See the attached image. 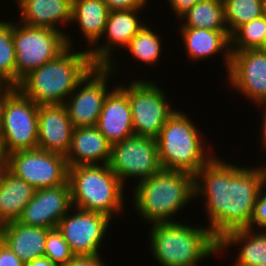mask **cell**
Masks as SVG:
<instances>
[{"mask_svg": "<svg viewBox=\"0 0 266 266\" xmlns=\"http://www.w3.org/2000/svg\"><path fill=\"white\" fill-rule=\"evenodd\" d=\"M147 24L131 39L126 49L139 62L156 65L162 53V40Z\"/></svg>", "mask_w": 266, "mask_h": 266, "instance_id": "27", "label": "cell"}, {"mask_svg": "<svg viewBox=\"0 0 266 266\" xmlns=\"http://www.w3.org/2000/svg\"><path fill=\"white\" fill-rule=\"evenodd\" d=\"M9 84L0 76V91L5 89Z\"/></svg>", "mask_w": 266, "mask_h": 266, "instance_id": "41", "label": "cell"}, {"mask_svg": "<svg viewBox=\"0 0 266 266\" xmlns=\"http://www.w3.org/2000/svg\"><path fill=\"white\" fill-rule=\"evenodd\" d=\"M116 62L110 66H93L66 99L64 105L74 128L97 125L104 101L113 89L107 85L112 73L118 70Z\"/></svg>", "mask_w": 266, "mask_h": 266, "instance_id": "10", "label": "cell"}, {"mask_svg": "<svg viewBox=\"0 0 266 266\" xmlns=\"http://www.w3.org/2000/svg\"><path fill=\"white\" fill-rule=\"evenodd\" d=\"M6 168L36 190L62 185L68 181L69 167L65 156L40 148L6 155Z\"/></svg>", "mask_w": 266, "mask_h": 266, "instance_id": "12", "label": "cell"}, {"mask_svg": "<svg viewBox=\"0 0 266 266\" xmlns=\"http://www.w3.org/2000/svg\"><path fill=\"white\" fill-rule=\"evenodd\" d=\"M35 190L6 167L2 170L0 173V226L20 218Z\"/></svg>", "mask_w": 266, "mask_h": 266, "instance_id": "23", "label": "cell"}, {"mask_svg": "<svg viewBox=\"0 0 266 266\" xmlns=\"http://www.w3.org/2000/svg\"><path fill=\"white\" fill-rule=\"evenodd\" d=\"M179 20H182L180 27L228 30L223 0H200L186 11Z\"/></svg>", "mask_w": 266, "mask_h": 266, "instance_id": "26", "label": "cell"}, {"mask_svg": "<svg viewBox=\"0 0 266 266\" xmlns=\"http://www.w3.org/2000/svg\"><path fill=\"white\" fill-rule=\"evenodd\" d=\"M266 40V16L239 26L230 35L231 51L261 49Z\"/></svg>", "mask_w": 266, "mask_h": 266, "instance_id": "28", "label": "cell"}, {"mask_svg": "<svg viewBox=\"0 0 266 266\" xmlns=\"http://www.w3.org/2000/svg\"><path fill=\"white\" fill-rule=\"evenodd\" d=\"M108 165L124 186L133 177L136 183L149 179L162 169L157 139L132 136L113 144Z\"/></svg>", "mask_w": 266, "mask_h": 266, "instance_id": "11", "label": "cell"}, {"mask_svg": "<svg viewBox=\"0 0 266 266\" xmlns=\"http://www.w3.org/2000/svg\"><path fill=\"white\" fill-rule=\"evenodd\" d=\"M48 230L12 221L0 226V240L26 264L44 256Z\"/></svg>", "mask_w": 266, "mask_h": 266, "instance_id": "22", "label": "cell"}, {"mask_svg": "<svg viewBox=\"0 0 266 266\" xmlns=\"http://www.w3.org/2000/svg\"><path fill=\"white\" fill-rule=\"evenodd\" d=\"M133 190V208L144 222H177L173 216L195 200L194 175L162 168L149 179L134 184Z\"/></svg>", "mask_w": 266, "mask_h": 266, "instance_id": "2", "label": "cell"}, {"mask_svg": "<svg viewBox=\"0 0 266 266\" xmlns=\"http://www.w3.org/2000/svg\"><path fill=\"white\" fill-rule=\"evenodd\" d=\"M111 146L96 126L74 128L70 148L65 155L68 167L108 164Z\"/></svg>", "mask_w": 266, "mask_h": 266, "instance_id": "19", "label": "cell"}, {"mask_svg": "<svg viewBox=\"0 0 266 266\" xmlns=\"http://www.w3.org/2000/svg\"><path fill=\"white\" fill-rule=\"evenodd\" d=\"M38 107L17 87L6 97L0 142L5 155L38 146Z\"/></svg>", "mask_w": 266, "mask_h": 266, "instance_id": "8", "label": "cell"}, {"mask_svg": "<svg viewBox=\"0 0 266 266\" xmlns=\"http://www.w3.org/2000/svg\"><path fill=\"white\" fill-rule=\"evenodd\" d=\"M246 168L213 156L195 175V199L203 196L212 235L219 241L228 232L249 228L266 167ZM201 195V196H200Z\"/></svg>", "mask_w": 266, "mask_h": 266, "instance_id": "1", "label": "cell"}, {"mask_svg": "<svg viewBox=\"0 0 266 266\" xmlns=\"http://www.w3.org/2000/svg\"><path fill=\"white\" fill-rule=\"evenodd\" d=\"M140 11L142 9L109 12L102 34V38L103 36L105 37V42L100 45H94L95 47L87 48L94 66H110L114 62L112 54L115 49L118 47L126 49L128 47L131 39L146 25L145 21L142 22V19L140 20L137 15Z\"/></svg>", "mask_w": 266, "mask_h": 266, "instance_id": "15", "label": "cell"}, {"mask_svg": "<svg viewBox=\"0 0 266 266\" xmlns=\"http://www.w3.org/2000/svg\"><path fill=\"white\" fill-rule=\"evenodd\" d=\"M225 22L231 35L239 26L263 16L262 0H223Z\"/></svg>", "mask_w": 266, "mask_h": 266, "instance_id": "29", "label": "cell"}, {"mask_svg": "<svg viewBox=\"0 0 266 266\" xmlns=\"http://www.w3.org/2000/svg\"><path fill=\"white\" fill-rule=\"evenodd\" d=\"M230 88L253 104L266 103V53L260 49L231 51L227 72Z\"/></svg>", "mask_w": 266, "mask_h": 266, "instance_id": "14", "label": "cell"}, {"mask_svg": "<svg viewBox=\"0 0 266 266\" xmlns=\"http://www.w3.org/2000/svg\"><path fill=\"white\" fill-rule=\"evenodd\" d=\"M260 50L266 53V40Z\"/></svg>", "mask_w": 266, "mask_h": 266, "instance_id": "43", "label": "cell"}, {"mask_svg": "<svg viewBox=\"0 0 266 266\" xmlns=\"http://www.w3.org/2000/svg\"><path fill=\"white\" fill-rule=\"evenodd\" d=\"M26 266H60V265L57 263H54L48 257L43 256V257L35 258L34 260L27 262Z\"/></svg>", "mask_w": 266, "mask_h": 266, "instance_id": "37", "label": "cell"}, {"mask_svg": "<svg viewBox=\"0 0 266 266\" xmlns=\"http://www.w3.org/2000/svg\"><path fill=\"white\" fill-rule=\"evenodd\" d=\"M187 57L192 60H205L223 53L226 73L231 63L230 34L228 30H209L203 28L179 27Z\"/></svg>", "mask_w": 266, "mask_h": 266, "instance_id": "20", "label": "cell"}, {"mask_svg": "<svg viewBox=\"0 0 266 266\" xmlns=\"http://www.w3.org/2000/svg\"><path fill=\"white\" fill-rule=\"evenodd\" d=\"M68 182L73 207L111 219L125 210L124 185L108 164L69 167Z\"/></svg>", "mask_w": 266, "mask_h": 266, "instance_id": "6", "label": "cell"}, {"mask_svg": "<svg viewBox=\"0 0 266 266\" xmlns=\"http://www.w3.org/2000/svg\"><path fill=\"white\" fill-rule=\"evenodd\" d=\"M260 106H261L262 108L265 107V108L263 109V110H264V112H263L264 115H262V116H263V121H260V122H263L262 125H261V127H262V128H261V129H262V130H261V131H262V132H261V133H262V134H261V135H262V136H261V139H263V140H262L263 146L266 147V103H263V104L258 105V107H260ZM263 106H264V107H263Z\"/></svg>", "mask_w": 266, "mask_h": 266, "instance_id": "39", "label": "cell"}, {"mask_svg": "<svg viewBox=\"0 0 266 266\" xmlns=\"http://www.w3.org/2000/svg\"><path fill=\"white\" fill-rule=\"evenodd\" d=\"M6 167V155L0 142V173Z\"/></svg>", "mask_w": 266, "mask_h": 266, "instance_id": "40", "label": "cell"}, {"mask_svg": "<svg viewBox=\"0 0 266 266\" xmlns=\"http://www.w3.org/2000/svg\"><path fill=\"white\" fill-rule=\"evenodd\" d=\"M44 256L60 266L67 264L74 257L69 244L57 228L47 232Z\"/></svg>", "mask_w": 266, "mask_h": 266, "instance_id": "31", "label": "cell"}, {"mask_svg": "<svg viewBox=\"0 0 266 266\" xmlns=\"http://www.w3.org/2000/svg\"><path fill=\"white\" fill-rule=\"evenodd\" d=\"M200 0H168L170 8L174 11L176 17L179 18L188 11L191 7H193Z\"/></svg>", "mask_w": 266, "mask_h": 266, "instance_id": "36", "label": "cell"}, {"mask_svg": "<svg viewBox=\"0 0 266 266\" xmlns=\"http://www.w3.org/2000/svg\"><path fill=\"white\" fill-rule=\"evenodd\" d=\"M103 0H73L71 24L76 22L89 47L99 45L109 15Z\"/></svg>", "mask_w": 266, "mask_h": 266, "instance_id": "25", "label": "cell"}, {"mask_svg": "<svg viewBox=\"0 0 266 266\" xmlns=\"http://www.w3.org/2000/svg\"><path fill=\"white\" fill-rule=\"evenodd\" d=\"M71 210L60 220L57 229L69 244L72 254L74 256L100 255V247L112 219L105 214L76 207H72ZM69 212H72L71 215Z\"/></svg>", "mask_w": 266, "mask_h": 266, "instance_id": "13", "label": "cell"}, {"mask_svg": "<svg viewBox=\"0 0 266 266\" xmlns=\"http://www.w3.org/2000/svg\"><path fill=\"white\" fill-rule=\"evenodd\" d=\"M72 3L73 0H21L17 4L20 12L19 22L64 32L59 24L71 23Z\"/></svg>", "mask_w": 266, "mask_h": 266, "instance_id": "21", "label": "cell"}, {"mask_svg": "<svg viewBox=\"0 0 266 266\" xmlns=\"http://www.w3.org/2000/svg\"><path fill=\"white\" fill-rule=\"evenodd\" d=\"M190 118L176 109L156 138L163 169L195 175L214 156L210 152L213 148H206L207 140Z\"/></svg>", "mask_w": 266, "mask_h": 266, "instance_id": "5", "label": "cell"}, {"mask_svg": "<svg viewBox=\"0 0 266 266\" xmlns=\"http://www.w3.org/2000/svg\"><path fill=\"white\" fill-rule=\"evenodd\" d=\"M62 266H107L101 255L74 256L67 264Z\"/></svg>", "mask_w": 266, "mask_h": 266, "instance_id": "35", "label": "cell"}, {"mask_svg": "<svg viewBox=\"0 0 266 266\" xmlns=\"http://www.w3.org/2000/svg\"><path fill=\"white\" fill-rule=\"evenodd\" d=\"M72 207L71 189L67 181L62 185L35 190L17 221L27 226L57 228Z\"/></svg>", "mask_w": 266, "mask_h": 266, "instance_id": "16", "label": "cell"}, {"mask_svg": "<svg viewBox=\"0 0 266 266\" xmlns=\"http://www.w3.org/2000/svg\"><path fill=\"white\" fill-rule=\"evenodd\" d=\"M96 127L111 145L134 136L128 84L114 86L109 92Z\"/></svg>", "mask_w": 266, "mask_h": 266, "instance_id": "17", "label": "cell"}, {"mask_svg": "<svg viewBox=\"0 0 266 266\" xmlns=\"http://www.w3.org/2000/svg\"><path fill=\"white\" fill-rule=\"evenodd\" d=\"M238 245L235 266H266V231L249 228L230 231L219 240V251Z\"/></svg>", "mask_w": 266, "mask_h": 266, "instance_id": "24", "label": "cell"}, {"mask_svg": "<svg viewBox=\"0 0 266 266\" xmlns=\"http://www.w3.org/2000/svg\"><path fill=\"white\" fill-rule=\"evenodd\" d=\"M265 188H266V178L262 181V183L259 186L258 197L254 206V211L249 224V229H255V227H257L256 231H266V189Z\"/></svg>", "mask_w": 266, "mask_h": 266, "instance_id": "32", "label": "cell"}, {"mask_svg": "<svg viewBox=\"0 0 266 266\" xmlns=\"http://www.w3.org/2000/svg\"><path fill=\"white\" fill-rule=\"evenodd\" d=\"M16 87L8 85L5 89L0 91V131L2 125V111L4 106V101L6 97L15 89Z\"/></svg>", "mask_w": 266, "mask_h": 266, "instance_id": "38", "label": "cell"}, {"mask_svg": "<svg viewBox=\"0 0 266 266\" xmlns=\"http://www.w3.org/2000/svg\"><path fill=\"white\" fill-rule=\"evenodd\" d=\"M16 52L12 38V21L0 20V76L15 87Z\"/></svg>", "mask_w": 266, "mask_h": 266, "instance_id": "30", "label": "cell"}, {"mask_svg": "<svg viewBox=\"0 0 266 266\" xmlns=\"http://www.w3.org/2000/svg\"><path fill=\"white\" fill-rule=\"evenodd\" d=\"M161 86L147 79L128 83L134 136L157 138L169 117L176 111Z\"/></svg>", "mask_w": 266, "mask_h": 266, "instance_id": "9", "label": "cell"}, {"mask_svg": "<svg viewBox=\"0 0 266 266\" xmlns=\"http://www.w3.org/2000/svg\"><path fill=\"white\" fill-rule=\"evenodd\" d=\"M110 11L125 9H143L148 5V0H103Z\"/></svg>", "mask_w": 266, "mask_h": 266, "instance_id": "33", "label": "cell"}, {"mask_svg": "<svg viewBox=\"0 0 266 266\" xmlns=\"http://www.w3.org/2000/svg\"><path fill=\"white\" fill-rule=\"evenodd\" d=\"M12 38L16 52L15 87L31 71L56 58L68 46L73 47L68 33L21 22H12Z\"/></svg>", "mask_w": 266, "mask_h": 266, "instance_id": "7", "label": "cell"}, {"mask_svg": "<svg viewBox=\"0 0 266 266\" xmlns=\"http://www.w3.org/2000/svg\"><path fill=\"white\" fill-rule=\"evenodd\" d=\"M0 266H26V264L0 240Z\"/></svg>", "mask_w": 266, "mask_h": 266, "instance_id": "34", "label": "cell"}, {"mask_svg": "<svg viewBox=\"0 0 266 266\" xmlns=\"http://www.w3.org/2000/svg\"><path fill=\"white\" fill-rule=\"evenodd\" d=\"M73 130L64 104L39 105L37 148L65 156L70 148Z\"/></svg>", "mask_w": 266, "mask_h": 266, "instance_id": "18", "label": "cell"}, {"mask_svg": "<svg viewBox=\"0 0 266 266\" xmlns=\"http://www.w3.org/2000/svg\"><path fill=\"white\" fill-rule=\"evenodd\" d=\"M88 50L67 47L56 58L25 76L17 88L37 105L64 104L93 67Z\"/></svg>", "mask_w": 266, "mask_h": 266, "instance_id": "3", "label": "cell"}, {"mask_svg": "<svg viewBox=\"0 0 266 266\" xmlns=\"http://www.w3.org/2000/svg\"><path fill=\"white\" fill-rule=\"evenodd\" d=\"M262 12L266 16V0H262Z\"/></svg>", "mask_w": 266, "mask_h": 266, "instance_id": "42", "label": "cell"}, {"mask_svg": "<svg viewBox=\"0 0 266 266\" xmlns=\"http://www.w3.org/2000/svg\"><path fill=\"white\" fill-rule=\"evenodd\" d=\"M153 257L161 266H197L219 251V241L207 226H191L181 221L154 223L149 231Z\"/></svg>", "mask_w": 266, "mask_h": 266, "instance_id": "4", "label": "cell"}]
</instances>
